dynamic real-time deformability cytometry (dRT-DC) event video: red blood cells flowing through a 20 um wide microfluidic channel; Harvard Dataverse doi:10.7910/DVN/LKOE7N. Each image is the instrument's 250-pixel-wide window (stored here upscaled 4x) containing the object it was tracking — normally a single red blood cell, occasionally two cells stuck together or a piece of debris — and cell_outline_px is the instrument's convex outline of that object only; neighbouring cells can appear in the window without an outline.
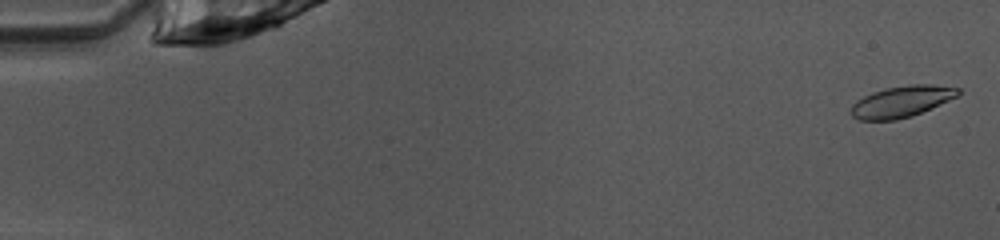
{"species": "common noctule bat (a hibernating species)", "species_latin": "Nyctalus noctula", "temperature_condition": "warm", "stored_images_in_passage": 51, "camera_frame_rate_fps": 3000, "um_per_image_px": 0.085, "animal": {"sex": "female", "body_mass_g": 10.0, "forearm_length_mm": 53.1}, "frame": {"image": 1, "passage_image": 2, "time_ms": 0.333, "image_size_px": [1000, 240], "cell_outline_px": [[960, 92], [956, 96], [948, 100], [912, 116], [896, 120], [860, 120], [852, 116], [852, 104], [856, 100], [872, 92], [888, 88], [908, 84], [932, 84], [960, 88]], "centroid_in_image_um": [76.62, 8.63], "position_along_channel_um": 8.4, "area_um2": 19.31}}
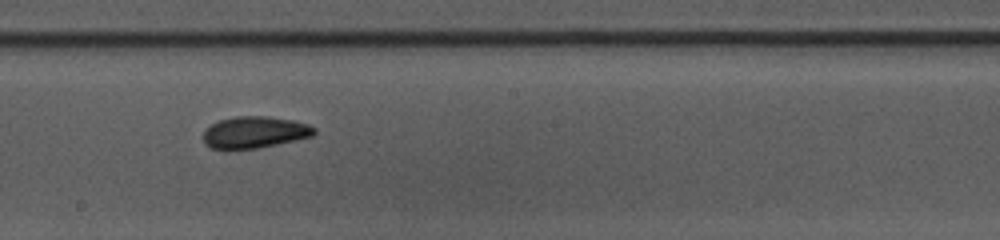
{"frame": {"image": 2, "passage_image": 29, "time_ms": 9.333, "image_size_px": [1000, 240], "cell_outline_px": [[316, 132], [312, 136], [296, 140], [256, 148], [212, 148], [204, 144], [204, 128], [220, 120], [236, 116], [268, 116], [292, 120], [308, 124], [316, 128]], "centroid_in_image_um": [21.65, 11.22], "position_along_channel_um": 226.5, "area_um2": 20.29}}
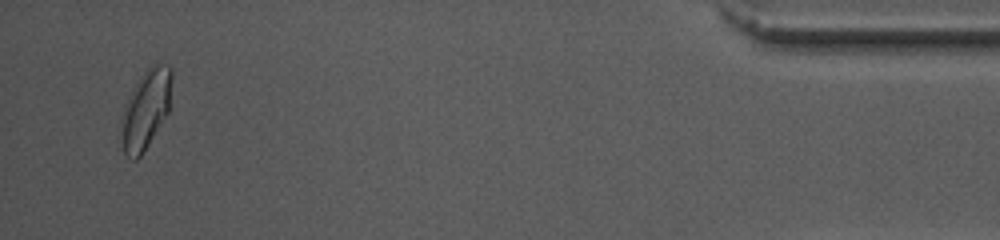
{"frame": {"image": 3, "passage_image": 49, "time_ms": 16.0, "image_size_px": [1000, 240], "cell_outline_px": [[172, 76], [168, 112], [140, 156], [136, 160], [132, 160], [124, 152], [120, 120], [124, 104], [132, 88], [140, 76], [156, 60], [168, 64], [172, 68]], "centroid_in_image_um": [12.39, 9.21], "position_along_channel_um": 422.8, "area_um2": 23.29}, "authors_computed_cell_mechanics": {"area_um2": 20.2878, "velocity_mm_per_s": 4.0225, "shape_relaxation_time_tau1_ms": 4.5908, "shape_relaxation_time_tau2_ms": 3.5712, "deformation_change_tau1": 0.1335, "deformation_change_tau2": 0.0924}}